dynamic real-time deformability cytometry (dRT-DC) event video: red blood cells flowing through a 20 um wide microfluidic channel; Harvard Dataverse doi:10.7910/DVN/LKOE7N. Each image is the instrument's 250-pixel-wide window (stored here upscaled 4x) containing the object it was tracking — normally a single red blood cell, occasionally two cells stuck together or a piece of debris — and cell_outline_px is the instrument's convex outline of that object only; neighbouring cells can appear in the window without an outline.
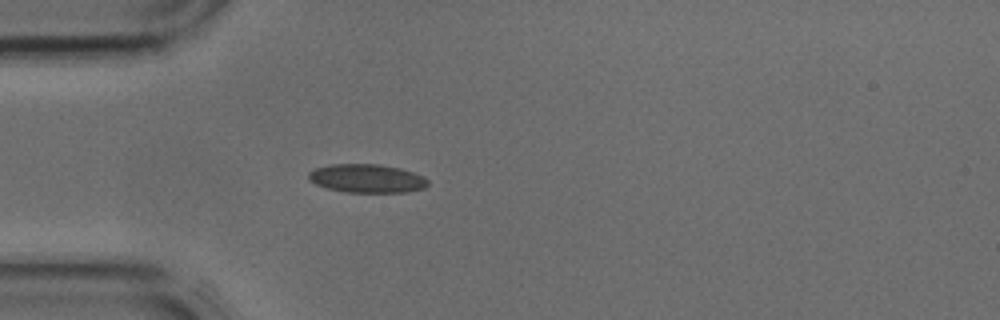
{"species": "common noctule bat (a hibernating species)", "species_latin": "Nyctalus noctula", "temperature_condition": "cold", "stored_images_in_passage": 36, "camera_frame_rate_fps": 3000, "um_per_image_px": 0.085, "animal": {"sex": "male", "body_mass_g": 17.9, "forearm_length_mm": 54.2}, "frame": {"image": 1, "passage_image": 11, "time_ms": 3.333, "image_size_px": [1000, 320], "cell_outline_px": [[428, 184], [424, 188], [404, 192], [348, 192], [328, 188], [316, 184], [308, 180], [308, 172], [316, 168], [328, 164], [380, 164], [400, 168], [424, 176], [428, 180]], "centroid_in_image_um": [31.17, 15.15], "position_along_channel_um": 53.8, "area_um2": 19.83}}